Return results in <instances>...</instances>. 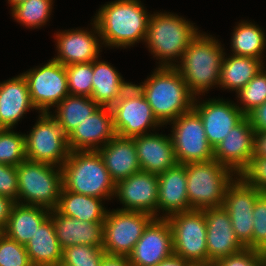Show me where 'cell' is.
<instances>
[{
    "label": "cell",
    "mask_w": 266,
    "mask_h": 266,
    "mask_svg": "<svg viewBox=\"0 0 266 266\" xmlns=\"http://www.w3.org/2000/svg\"><path fill=\"white\" fill-rule=\"evenodd\" d=\"M148 13L140 0H115L101 6L92 20L104 47L125 49L145 43L151 15Z\"/></svg>",
    "instance_id": "1"
},
{
    "label": "cell",
    "mask_w": 266,
    "mask_h": 266,
    "mask_svg": "<svg viewBox=\"0 0 266 266\" xmlns=\"http://www.w3.org/2000/svg\"><path fill=\"white\" fill-rule=\"evenodd\" d=\"M149 76L136 86L163 126L193 109L195 96L175 67L157 66Z\"/></svg>",
    "instance_id": "2"
},
{
    "label": "cell",
    "mask_w": 266,
    "mask_h": 266,
    "mask_svg": "<svg viewBox=\"0 0 266 266\" xmlns=\"http://www.w3.org/2000/svg\"><path fill=\"white\" fill-rule=\"evenodd\" d=\"M218 39L199 32L190 42L175 68L181 73L190 92L198 98L219 86L224 48ZM217 85V86H216Z\"/></svg>",
    "instance_id": "3"
},
{
    "label": "cell",
    "mask_w": 266,
    "mask_h": 266,
    "mask_svg": "<svg viewBox=\"0 0 266 266\" xmlns=\"http://www.w3.org/2000/svg\"><path fill=\"white\" fill-rule=\"evenodd\" d=\"M193 24L171 12L150 15L145 43L159 59L158 67H175L180 62L189 42L200 32Z\"/></svg>",
    "instance_id": "4"
},
{
    "label": "cell",
    "mask_w": 266,
    "mask_h": 266,
    "mask_svg": "<svg viewBox=\"0 0 266 266\" xmlns=\"http://www.w3.org/2000/svg\"><path fill=\"white\" fill-rule=\"evenodd\" d=\"M61 169L65 190L104 200L114 198L116 184L98 151H70Z\"/></svg>",
    "instance_id": "5"
},
{
    "label": "cell",
    "mask_w": 266,
    "mask_h": 266,
    "mask_svg": "<svg viewBox=\"0 0 266 266\" xmlns=\"http://www.w3.org/2000/svg\"><path fill=\"white\" fill-rule=\"evenodd\" d=\"M235 175L215 159L187 163V196L192 210L223 207L225 191Z\"/></svg>",
    "instance_id": "6"
},
{
    "label": "cell",
    "mask_w": 266,
    "mask_h": 266,
    "mask_svg": "<svg viewBox=\"0 0 266 266\" xmlns=\"http://www.w3.org/2000/svg\"><path fill=\"white\" fill-rule=\"evenodd\" d=\"M17 176L19 204L57 208L63 187L61 167L26 159L17 166Z\"/></svg>",
    "instance_id": "7"
},
{
    "label": "cell",
    "mask_w": 266,
    "mask_h": 266,
    "mask_svg": "<svg viewBox=\"0 0 266 266\" xmlns=\"http://www.w3.org/2000/svg\"><path fill=\"white\" fill-rule=\"evenodd\" d=\"M39 119L25 136L27 160L62 167L70 150L67 135L50 113H39Z\"/></svg>",
    "instance_id": "8"
},
{
    "label": "cell",
    "mask_w": 266,
    "mask_h": 266,
    "mask_svg": "<svg viewBox=\"0 0 266 266\" xmlns=\"http://www.w3.org/2000/svg\"><path fill=\"white\" fill-rule=\"evenodd\" d=\"M155 219L149 213L113 209L104 220L103 250L107 255L129 256L144 230Z\"/></svg>",
    "instance_id": "9"
},
{
    "label": "cell",
    "mask_w": 266,
    "mask_h": 266,
    "mask_svg": "<svg viewBox=\"0 0 266 266\" xmlns=\"http://www.w3.org/2000/svg\"><path fill=\"white\" fill-rule=\"evenodd\" d=\"M172 230L173 253L190 263L208 262L204 210H190L166 218Z\"/></svg>",
    "instance_id": "10"
},
{
    "label": "cell",
    "mask_w": 266,
    "mask_h": 266,
    "mask_svg": "<svg viewBox=\"0 0 266 266\" xmlns=\"http://www.w3.org/2000/svg\"><path fill=\"white\" fill-rule=\"evenodd\" d=\"M111 109L116 135L121 137L133 138L149 134L147 131L150 129L163 127L136 84L132 83Z\"/></svg>",
    "instance_id": "11"
},
{
    "label": "cell",
    "mask_w": 266,
    "mask_h": 266,
    "mask_svg": "<svg viewBox=\"0 0 266 266\" xmlns=\"http://www.w3.org/2000/svg\"><path fill=\"white\" fill-rule=\"evenodd\" d=\"M169 123L173 124L170 136L178 164L214 159V149L207 141L203 121L194 109Z\"/></svg>",
    "instance_id": "12"
},
{
    "label": "cell",
    "mask_w": 266,
    "mask_h": 266,
    "mask_svg": "<svg viewBox=\"0 0 266 266\" xmlns=\"http://www.w3.org/2000/svg\"><path fill=\"white\" fill-rule=\"evenodd\" d=\"M22 74L27 80L31 101L39 113H50L51 108L69 95L65 66L53 58Z\"/></svg>",
    "instance_id": "13"
},
{
    "label": "cell",
    "mask_w": 266,
    "mask_h": 266,
    "mask_svg": "<svg viewBox=\"0 0 266 266\" xmlns=\"http://www.w3.org/2000/svg\"><path fill=\"white\" fill-rule=\"evenodd\" d=\"M262 193L240 175L228 185L223 208L228 212L235 236L244 248L252 249L253 209Z\"/></svg>",
    "instance_id": "14"
},
{
    "label": "cell",
    "mask_w": 266,
    "mask_h": 266,
    "mask_svg": "<svg viewBox=\"0 0 266 266\" xmlns=\"http://www.w3.org/2000/svg\"><path fill=\"white\" fill-rule=\"evenodd\" d=\"M91 25V31L81 28L58 31L56 36L54 35L57 56L55 55L53 59L67 66L90 63L101 57L99 56L102 51L100 50L102 48L101 36L94 20Z\"/></svg>",
    "instance_id": "15"
},
{
    "label": "cell",
    "mask_w": 266,
    "mask_h": 266,
    "mask_svg": "<svg viewBox=\"0 0 266 266\" xmlns=\"http://www.w3.org/2000/svg\"><path fill=\"white\" fill-rule=\"evenodd\" d=\"M193 109L201 117L207 141L213 149L246 117L238 104L223 98L200 102L195 97Z\"/></svg>",
    "instance_id": "16"
},
{
    "label": "cell",
    "mask_w": 266,
    "mask_h": 266,
    "mask_svg": "<svg viewBox=\"0 0 266 266\" xmlns=\"http://www.w3.org/2000/svg\"><path fill=\"white\" fill-rule=\"evenodd\" d=\"M255 130L246 116L214 148V159L239 176L254 155Z\"/></svg>",
    "instance_id": "17"
},
{
    "label": "cell",
    "mask_w": 266,
    "mask_h": 266,
    "mask_svg": "<svg viewBox=\"0 0 266 266\" xmlns=\"http://www.w3.org/2000/svg\"><path fill=\"white\" fill-rule=\"evenodd\" d=\"M158 190V175L139 171L116 184L114 197L123 205L118 209L146 212L157 218Z\"/></svg>",
    "instance_id": "18"
},
{
    "label": "cell",
    "mask_w": 266,
    "mask_h": 266,
    "mask_svg": "<svg viewBox=\"0 0 266 266\" xmlns=\"http://www.w3.org/2000/svg\"><path fill=\"white\" fill-rule=\"evenodd\" d=\"M173 254L172 230L165 218H155L128 256L132 266H157Z\"/></svg>",
    "instance_id": "19"
},
{
    "label": "cell",
    "mask_w": 266,
    "mask_h": 266,
    "mask_svg": "<svg viewBox=\"0 0 266 266\" xmlns=\"http://www.w3.org/2000/svg\"><path fill=\"white\" fill-rule=\"evenodd\" d=\"M116 136L111 107L100 106L67 136L70 151H97Z\"/></svg>",
    "instance_id": "20"
},
{
    "label": "cell",
    "mask_w": 266,
    "mask_h": 266,
    "mask_svg": "<svg viewBox=\"0 0 266 266\" xmlns=\"http://www.w3.org/2000/svg\"><path fill=\"white\" fill-rule=\"evenodd\" d=\"M208 262L236 254L244 249L237 240L228 212L223 207L204 209Z\"/></svg>",
    "instance_id": "21"
},
{
    "label": "cell",
    "mask_w": 266,
    "mask_h": 266,
    "mask_svg": "<svg viewBox=\"0 0 266 266\" xmlns=\"http://www.w3.org/2000/svg\"><path fill=\"white\" fill-rule=\"evenodd\" d=\"M133 137L141 171L159 175L175 167L173 141L169 135L157 132Z\"/></svg>",
    "instance_id": "22"
},
{
    "label": "cell",
    "mask_w": 266,
    "mask_h": 266,
    "mask_svg": "<svg viewBox=\"0 0 266 266\" xmlns=\"http://www.w3.org/2000/svg\"><path fill=\"white\" fill-rule=\"evenodd\" d=\"M158 181L157 218L166 219L172 214L192 210L187 196L186 164H177L160 173ZM160 210L165 212L162 216H159Z\"/></svg>",
    "instance_id": "23"
},
{
    "label": "cell",
    "mask_w": 266,
    "mask_h": 266,
    "mask_svg": "<svg viewBox=\"0 0 266 266\" xmlns=\"http://www.w3.org/2000/svg\"><path fill=\"white\" fill-rule=\"evenodd\" d=\"M62 250L73 245L103 246L104 222H86L62 215L57 209L49 215Z\"/></svg>",
    "instance_id": "24"
},
{
    "label": "cell",
    "mask_w": 266,
    "mask_h": 266,
    "mask_svg": "<svg viewBox=\"0 0 266 266\" xmlns=\"http://www.w3.org/2000/svg\"><path fill=\"white\" fill-rule=\"evenodd\" d=\"M34 107L26 78L21 73L0 82V129H13Z\"/></svg>",
    "instance_id": "25"
},
{
    "label": "cell",
    "mask_w": 266,
    "mask_h": 266,
    "mask_svg": "<svg viewBox=\"0 0 266 266\" xmlns=\"http://www.w3.org/2000/svg\"><path fill=\"white\" fill-rule=\"evenodd\" d=\"M97 151L115 184L141 171L133 138L116 135Z\"/></svg>",
    "instance_id": "26"
},
{
    "label": "cell",
    "mask_w": 266,
    "mask_h": 266,
    "mask_svg": "<svg viewBox=\"0 0 266 266\" xmlns=\"http://www.w3.org/2000/svg\"><path fill=\"white\" fill-rule=\"evenodd\" d=\"M99 58L93 61L91 98L99 105L112 107L132 84L109 63Z\"/></svg>",
    "instance_id": "27"
},
{
    "label": "cell",
    "mask_w": 266,
    "mask_h": 266,
    "mask_svg": "<svg viewBox=\"0 0 266 266\" xmlns=\"http://www.w3.org/2000/svg\"><path fill=\"white\" fill-rule=\"evenodd\" d=\"M50 211L41 206L15 203L3 233L25 246L34 236L41 223L50 215Z\"/></svg>",
    "instance_id": "28"
},
{
    "label": "cell",
    "mask_w": 266,
    "mask_h": 266,
    "mask_svg": "<svg viewBox=\"0 0 266 266\" xmlns=\"http://www.w3.org/2000/svg\"><path fill=\"white\" fill-rule=\"evenodd\" d=\"M25 247L33 266H58L62 262L63 250L50 216L41 223Z\"/></svg>",
    "instance_id": "29"
},
{
    "label": "cell",
    "mask_w": 266,
    "mask_h": 266,
    "mask_svg": "<svg viewBox=\"0 0 266 266\" xmlns=\"http://www.w3.org/2000/svg\"><path fill=\"white\" fill-rule=\"evenodd\" d=\"M224 54L221 65L219 88L234 90L237 93L242 89L262 68L264 62L253 57L227 56Z\"/></svg>",
    "instance_id": "30"
},
{
    "label": "cell",
    "mask_w": 266,
    "mask_h": 266,
    "mask_svg": "<svg viewBox=\"0 0 266 266\" xmlns=\"http://www.w3.org/2000/svg\"><path fill=\"white\" fill-rule=\"evenodd\" d=\"M104 199L76 194L65 190L60 192L57 210L65 216L86 222H104L107 211L102 204Z\"/></svg>",
    "instance_id": "31"
},
{
    "label": "cell",
    "mask_w": 266,
    "mask_h": 266,
    "mask_svg": "<svg viewBox=\"0 0 266 266\" xmlns=\"http://www.w3.org/2000/svg\"><path fill=\"white\" fill-rule=\"evenodd\" d=\"M100 106L87 96L68 95L50 112L51 116L62 127L63 132L68 136L79 123L96 111Z\"/></svg>",
    "instance_id": "32"
},
{
    "label": "cell",
    "mask_w": 266,
    "mask_h": 266,
    "mask_svg": "<svg viewBox=\"0 0 266 266\" xmlns=\"http://www.w3.org/2000/svg\"><path fill=\"white\" fill-rule=\"evenodd\" d=\"M265 30L255 23L242 21L234 27L231 37L232 55L261 59L266 47Z\"/></svg>",
    "instance_id": "33"
},
{
    "label": "cell",
    "mask_w": 266,
    "mask_h": 266,
    "mask_svg": "<svg viewBox=\"0 0 266 266\" xmlns=\"http://www.w3.org/2000/svg\"><path fill=\"white\" fill-rule=\"evenodd\" d=\"M53 0H26L11 9L14 20L27 28L45 26L49 21Z\"/></svg>",
    "instance_id": "34"
},
{
    "label": "cell",
    "mask_w": 266,
    "mask_h": 266,
    "mask_svg": "<svg viewBox=\"0 0 266 266\" xmlns=\"http://www.w3.org/2000/svg\"><path fill=\"white\" fill-rule=\"evenodd\" d=\"M239 109L248 116L257 107L266 102V69L262 68L242 89L237 93ZM242 105V106H241Z\"/></svg>",
    "instance_id": "35"
},
{
    "label": "cell",
    "mask_w": 266,
    "mask_h": 266,
    "mask_svg": "<svg viewBox=\"0 0 266 266\" xmlns=\"http://www.w3.org/2000/svg\"><path fill=\"white\" fill-rule=\"evenodd\" d=\"M11 129H0V163L18 166L25 161V136Z\"/></svg>",
    "instance_id": "36"
},
{
    "label": "cell",
    "mask_w": 266,
    "mask_h": 266,
    "mask_svg": "<svg viewBox=\"0 0 266 266\" xmlns=\"http://www.w3.org/2000/svg\"><path fill=\"white\" fill-rule=\"evenodd\" d=\"M103 246L73 245L62 252V262L65 266H100L106 254Z\"/></svg>",
    "instance_id": "37"
},
{
    "label": "cell",
    "mask_w": 266,
    "mask_h": 266,
    "mask_svg": "<svg viewBox=\"0 0 266 266\" xmlns=\"http://www.w3.org/2000/svg\"><path fill=\"white\" fill-rule=\"evenodd\" d=\"M70 95L91 97L93 62L65 66Z\"/></svg>",
    "instance_id": "38"
},
{
    "label": "cell",
    "mask_w": 266,
    "mask_h": 266,
    "mask_svg": "<svg viewBox=\"0 0 266 266\" xmlns=\"http://www.w3.org/2000/svg\"><path fill=\"white\" fill-rule=\"evenodd\" d=\"M0 266H33L26 247L0 233Z\"/></svg>",
    "instance_id": "39"
},
{
    "label": "cell",
    "mask_w": 266,
    "mask_h": 266,
    "mask_svg": "<svg viewBox=\"0 0 266 266\" xmlns=\"http://www.w3.org/2000/svg\"><path fill=\"white\" fill-rule=\"evenodd\" d=\"M252 249L266 253V193H262L253 209Z\"/></svg>",
    "instance_id": "40"
},
{
    "label": "cell",
    "mask_w": 266,
    "mask_h": 266,
    "mask_svg": "<svg viewBox=\"0 0 266 266\" xmlns=\"http://www.w3.org/2000/svg\"><path fill=\"white\" fill-rule=\"evenodd\" d=\"M217 266H263L266 263V253L256 249L244 248L242 251L221 258Z\"/></svg>",
    "instance_id": "41"
},
{
    "label": "cell",
    "mask_w": 266,
    "mask_h": 266,
    "mask_svg": "<svg viewBox=\"0 0 266 266\" xmlns=\"http://www.w3.org/2000/svg\"><path fill=\"white\" fill-rule=\"evenodd\" d=\"M240 176L261 193H266V157L253 155L249 166Z\"/></svg>",
    "instance_id": "42"
},
{
    "label": "cell",
    "mask_w": 266,
    "mask_h": 266,
    "mask_svg": "<svg viewBox=\"0 0 266 266\" xmlns=\"http://www.w3.org/2000/svg\"><path fill=\"white\" fill-rule=\"evenodd\" d=\"M0 195L6 196L18 203L17 167L0 163Z\"/></svg>",
    "instance_id": "43"
},
{
    "label": "cell",
    "mask_w": 266,
    "mask_h": 266,
    "mask_svg": "<svg viewBox=\"0 0 266 266\" xmlns=\"http://www.w3.org/2000/svg\"><path fill=\"white\" fill-rule=\"evenodd\" d=\"M255 132L266 131V102L248 115Z\"/></svg>",
    "instance_id": "44"
},
{
    "label": "cell",
    "mask_w": 266,
    "mask_h": 266,
    "mask_svg": "<svg viewBox=\"0 0 266 266\" xmlns=\"http://www.w3.org/2000/svg\"><path fill=\"white\" fill-rule=\"evenodd\" d=\"M16 202L9 197L0 195V233H3L10 216L13 205Z\"/></svg>",
    "instance_id": "45"
},
{
    "label": "cell",
    "mask_w": 266,
    "mask_h": 266,
    "mask_svg": "<svg viewBox=\"0 0 266 266\" xmlns=\"http://www.w3.org/2000/svg\"><path fill=\"white\" fill-rule=\"evenodd\" d=\"M100 266H132L127 256L105 254Z\"/></svg>",
    "instance_id": "46"
},
{
    "label": "cell",
    "mask_w": 266,
    "mask_h": 266,
    "mask_svg": "<svg viewBox=\"0 0 266 266\" xmlns=\"http://www.w3.org/2000/svg\"><path fill=\"white\" fill-rule=\"evenodd\" d=\"M254 155L266 157V131L255 132Z\"/></svg>",
    "instance_id": "47"
},
{
    "label": "cell",
    "mask_w": 266,
    "mask_h": 266,
    "mask_svg": "<svg viewBox=\"0 0 266 266\" xmlns=\"http://www.w3.org/2000/svg\"><path fill=\"white\" fill-rule=\"evenodd\" d=\"M189 265H190L189 261L181 257H178L173 253L170 257L161 261L157 266H189Z\"/></svg>",
    "instance_id": "48"
},
{
    "label": "cell",
    "mask_w": 266,
    "mask_h": 266,
    "mask_svg": "<svg viewBox=\"0 0 266 266\" xmlns=\"http://www.w3.org/2000/svg\"><path fill=\"white\" fill-rule=\"evenodd\" d=\"M189 266H217L215 262L190 263Z\"/></svg>",
    "instance_id": "49"
},
{
    "label": "cell",
    "mask_w": 266,
    "mask_h": 266,
    "mask_svg": "<svg viewBox=\"0 0 266 266\" xmlns=\"http://www.w3.org/2000/svg\"><path fill=\"white\" fill-rule=\"evenodd\" d=\"M7 1L10 4L11 9H12L13 7L18 5L19 3L23 2V1H26V0H7Z\"/></svg>",
    "instance_id": "50"
}]
</instances>
